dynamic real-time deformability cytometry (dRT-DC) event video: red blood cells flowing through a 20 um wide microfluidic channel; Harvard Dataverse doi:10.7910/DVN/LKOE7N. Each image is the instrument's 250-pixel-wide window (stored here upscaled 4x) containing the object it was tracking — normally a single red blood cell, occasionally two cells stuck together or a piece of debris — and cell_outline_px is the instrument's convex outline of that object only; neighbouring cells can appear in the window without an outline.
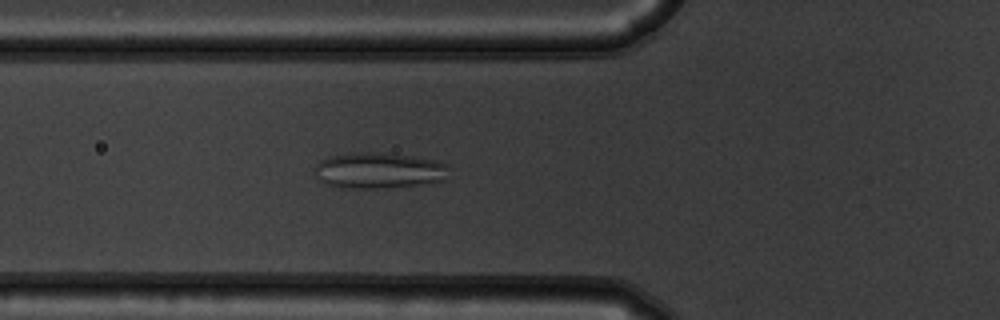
{"species": "common noctule bat (a hibernating species)", "species_latin": "Nyctalus noctula", "temperature_condition": "warm", "stored_images_in_passage": 54, "camera_frame_rate_fps": 3000, "um_per_image_px": 0.085, "animal": {"sex": "male", "body_mass_g": 19.5, "forearm_length_mm": 54.6}, "frame": {"image": 1, "passage_image": 20, "time_ms": 6.333, "image_size_px": [1000, 320], "cell_outline_px": [[448, 168], [444, 180], [428, 184], [384, 188], [340, 188], [328, 184], [320, 180], [316, 168], [316, 164], [320, 160], [332, 156], [356, 152], [388, 152], [436, 160], [448, 164]], "centroid_in_image_um": [32.25, 14.49], "position_along_channel_um": 93.5, "area_um2": 28.26}}
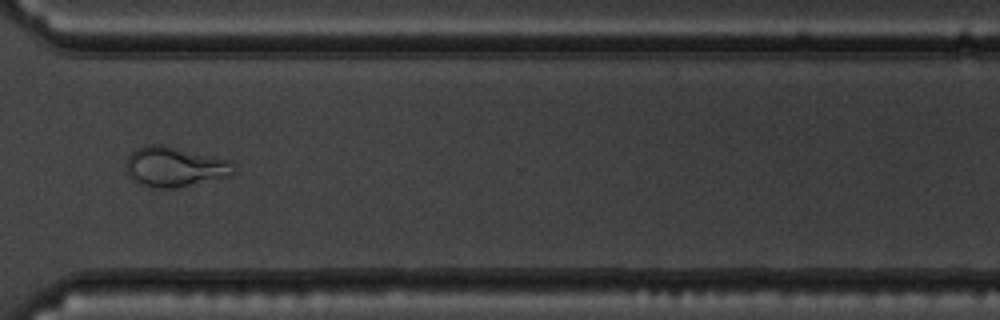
{"frame": {"image": 2, "passage_image": 41, "time_ms": 13.333, "image_size_px": [1000, 320], "cell_outline_px": [[236, 172], [232, 176], [176, 188], [156, 188], [140, 184], [128, 172], [128, 156], [136, 148], [148, 144], [164, 144], [228, 160], [232, 164]], "centroid_in_image_um": [14.9, 14.17], "position_along_channel_um": 355.7, "area_um2": 24.85}}
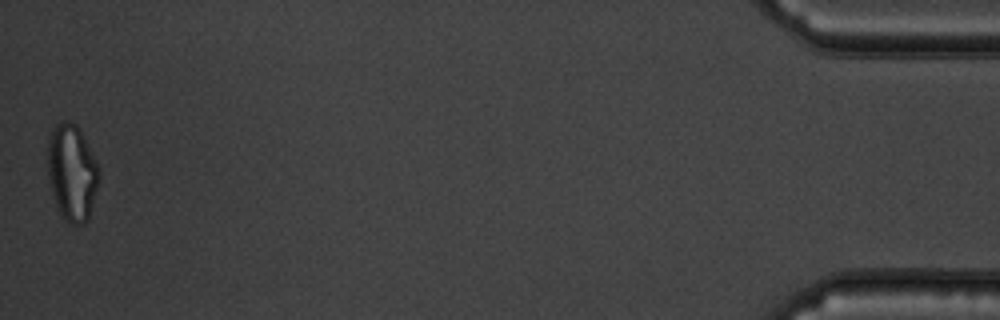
{"frame": {"image": 3, "passage_image": 54, "time_ms": 17.667, "image_size_px": [1000, 320], "cell_outline_px": [[100, 176], [88, 220], [84, 224], [72, 224], [56, 208], [52, 196], [48, 176], [48, 136], [52, 128], [56, 124], [64, 120], [68, 120], [76, 124], [96, 160], [100, 168]], "centroid_in_image_um": [6.11, 14.64], "position_along_channel_um": 429.1, "area_um2": 28.9}, "authors_computed_cell_mechanics": {"area_um2": 26.9926, "velocity_mm_per_s": 3.746, "shape_relaxation_time_tau1_ms": null, "shape_relaxation_time_tau2_ms": 0.9963, "deformation_change_tau1": null, "deformation_change_tau2": 0.0891}}